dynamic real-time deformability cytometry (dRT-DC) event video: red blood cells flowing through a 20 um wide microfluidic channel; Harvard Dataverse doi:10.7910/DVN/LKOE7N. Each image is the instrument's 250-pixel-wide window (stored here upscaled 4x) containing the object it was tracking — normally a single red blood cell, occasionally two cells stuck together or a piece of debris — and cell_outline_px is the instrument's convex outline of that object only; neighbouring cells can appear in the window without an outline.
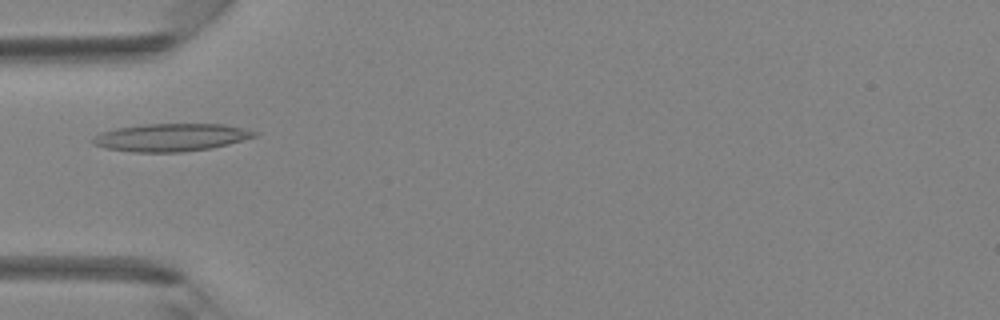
{"species": "Egyptian fruit bat (a non-hibernating species)", "species_latin": "Rousettus aegyptiacus", "temperature_condition": "room temperature", "stored_images_in_passage": 33, "camera_frame_rate_fps": 3000, "um_per_image_px": 0.085, "animal": {"sex": "female"}, "frame": {"image": 1, "passage_image": 5, "time_ms": 1.333, "image_size_px": [1000, 320], "cell_outline_px": [[260, 132], [256, 136], [228, 144], [212, 148], [184, 152], [132, 152], [108, 148], [92, 144], [92, 140], [100, 132], [116, 128], [144, 124], [224, 124]], "centroid_in_image_um": [14.55, 11.68], "position_along_channel_um": 70.4, "area_um2": 26.07}}
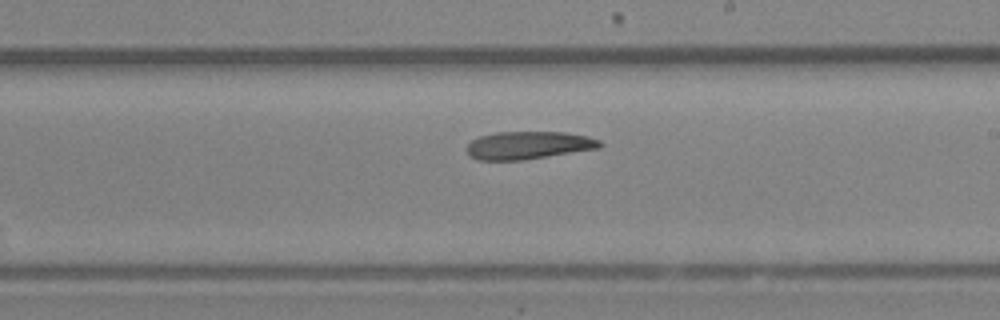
{"frame": {"image": 2, "passage_image": 16, "time_ms": 5.0, "image_size_px": [1000, 320], "cell_outline_px": [[604, 144], [600, 148], [520, 160], [476, 160], [468, 156], [468, 144], [472, 140], [480, 136], [496, 132], [564, 132], [588, 136], [600, 140]], "centroid_in_image_um": [44.92, 12.34], "position_along_channel_um": 244.1, "area_um2": 21.5}}
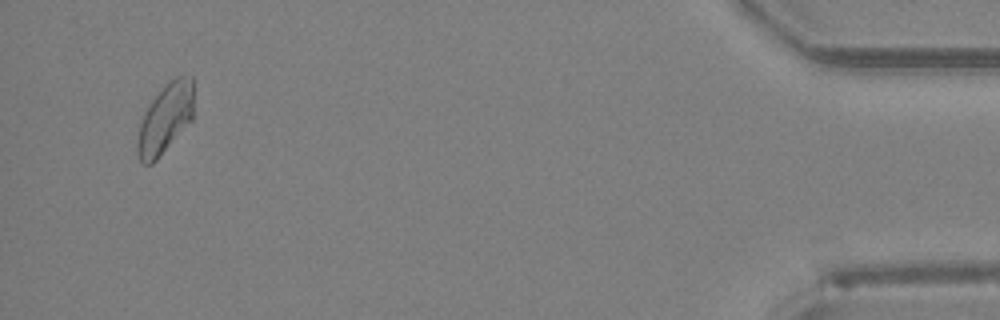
{"frame": {"image": 3, "passage_image": 32, "time_ms": 10.333, "image_size_px": [1000, 320], "cell_outline_px": [[192, 120], [156, 160], [152, 164], [144, 164], [140, 160], [136, 152], [136, 140], [140, 124], [144, 112], [152, 100], [168, 80], [176, 76], [192, 76]], "centroid_in_image_um": [14.02, 10.09], "position_along_channel_um": 421.2, "area_um2": 22.72}}